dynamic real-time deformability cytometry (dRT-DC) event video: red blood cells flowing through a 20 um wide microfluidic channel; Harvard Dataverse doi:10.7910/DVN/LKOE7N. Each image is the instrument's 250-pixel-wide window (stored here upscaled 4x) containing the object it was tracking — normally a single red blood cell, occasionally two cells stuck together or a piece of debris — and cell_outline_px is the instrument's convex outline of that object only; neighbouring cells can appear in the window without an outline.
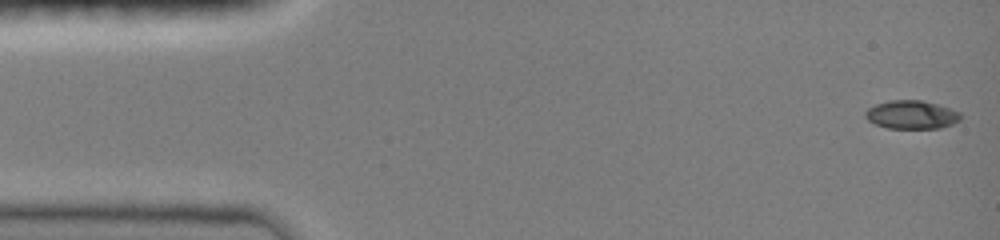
{"species": "common noctule bat (a hibernating species)", "species_latin": "Nyctalus noctula", "temperature_condition": "room temperature", "stored_images_in_passage": 51, "camera_frame_rate_fps": 3000, "um_per_image_px": 0.085, "animal": {"sex": "female", "body_mass_g": 19.0, "forearm_length_mm": 51.5}, "frame": {"image": 1, "passage_image": 1, "time_ms": 0.0, "image_size_px": [1000, 240], "cell_outline_px": [[960, 120], [952, 124], [940, 128], [888, 128], [876, 124], [868, 120], [864, 116], [864, 112], [868, 108], [876, 104], [888, 100], [920, 100], [936, 104], [960, 112]], "centroid_in_image_um": [77.45, 9.75], "position_along_channel_um": 7.5, "area_um2": 15.66}}
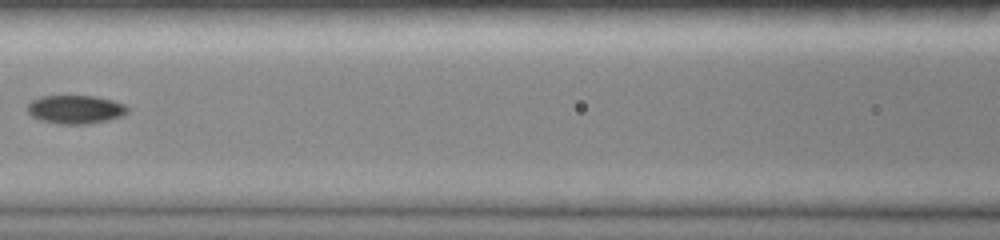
{"frame": {"image": 2, "passage_image": 18, "time_ms": 6.667, "image_size_px": [1000, 240], "cell_outline_px": [[128, 112], [120, 116], [88, 124], [56, 124], [40, 120], [32, 116], [28, 112], [28, 104], [32, 100], [40, 96], [96, 96], [112, 100], [124, 104], [128, 108]], "centroid_in_image_um": [6.38, 9.3], "position_along_channel_um": 160.2, "area_um2": 16.53}}
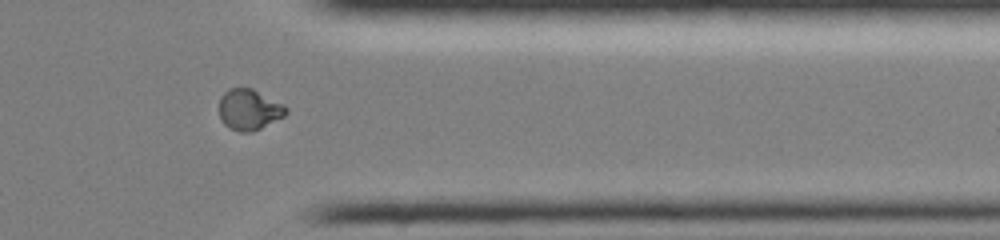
{"frame": {"image": 3, "passage_image": 34, "time_ms": 12.333, "image_size_px": [1000, 240], "cell_outline_px": [[288, 112], [284, 116], [252, 132], [240, 132], [228, 128], [220, 120], [220, 96], [228, 88], [252, 88], [284, 104], [288, 108]], "centroid_in_image_um": [21.17, 9.31], "position_along_channel_um": 390.2, "area_um2": 16.01}, "authors_computed_cell_mechanics": {"area_um2": 15.895, "velocity_mm_per_s": 4.0845, "shape_relaxation_time_tau1_ms": 6.9392, "shape_relaxation_time_tau2_ms": 7.6507, "deformation_change_tau1": 0.2135, "deformation_change_tau2": 0.0858}}